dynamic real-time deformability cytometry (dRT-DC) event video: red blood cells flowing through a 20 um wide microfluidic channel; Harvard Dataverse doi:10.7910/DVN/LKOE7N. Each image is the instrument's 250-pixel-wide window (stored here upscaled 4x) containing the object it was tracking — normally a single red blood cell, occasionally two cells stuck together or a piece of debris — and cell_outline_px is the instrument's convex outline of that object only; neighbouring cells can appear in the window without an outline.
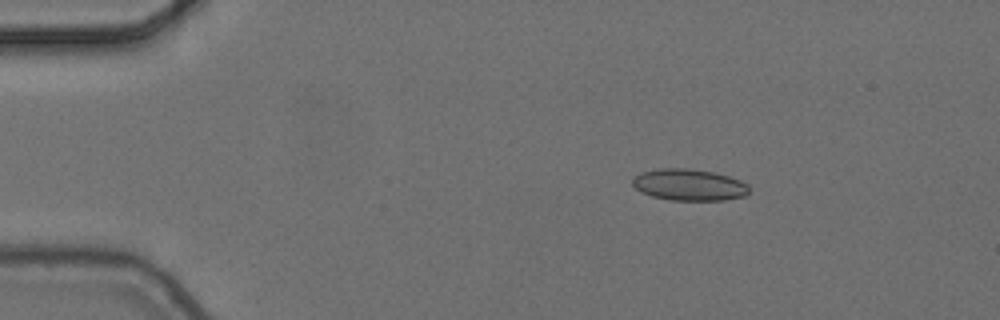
{"species": "common noctule bat (a hibernating species)", "species_latin": "Nyctalus noctula", "temperature_condition": "cold", "stored_images_in_passage": 5, "camera_frame_rate_fps": 3000, "um_per_image_px": 0.085, "animal": {"sex": "female", "body_mass_g": 24.6, "forearm_length_mm": 56.2}, "frame": {"image": 1, "passage_image": 3, "time_ms": 0.667, "image_size_px": [1000, 320], "cell_outline_px": [[748, 192], [744, 196], [724, 200], [668, 200], [652, 196], [636, 188], [632, 184], [632, 180], [640, 172], [660, 168], [684, 168], [716, 172], [740, 180], [748, 184]], "centroid_in_image_um": [58.58, 15.7], "position_along_channel_um": 26.4, "area_um2": 21.39}}